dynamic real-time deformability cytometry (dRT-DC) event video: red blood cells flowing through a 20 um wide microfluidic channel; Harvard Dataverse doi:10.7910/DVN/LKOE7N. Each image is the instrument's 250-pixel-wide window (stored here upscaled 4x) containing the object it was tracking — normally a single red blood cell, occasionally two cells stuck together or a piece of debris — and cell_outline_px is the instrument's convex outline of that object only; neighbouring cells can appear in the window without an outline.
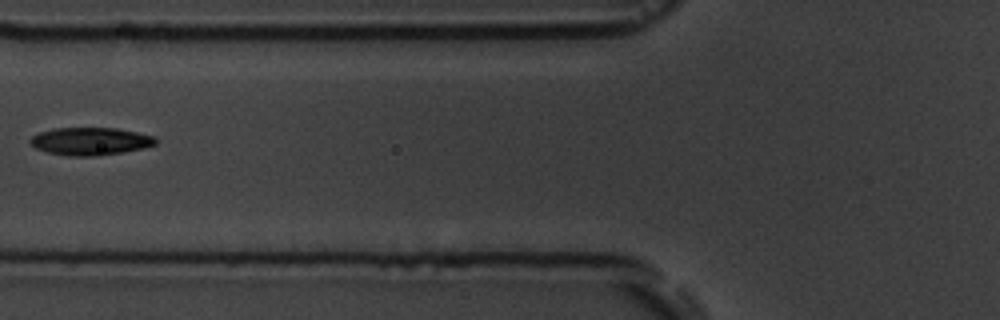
{"species": "common noctule bat (a hibernating species)", "species_latin": "Nyctalus noctula", "temperature_condition": "room temperature", "stored_images_in_passage": 8, "camera_frame_rate_fps": 3000, "um_per_image_px": 0.085, "animal": {"sex": "male", "body_mass_g": 19.5, "forearm_length_mm": 54.6}, "frame": {"image": 1, "passage_image": 8, "time_ms": 9.0, "image_size_px": [1000, 320], "cell_outline_px": [[156, 144], [144, 148], [124, 152], [96, 156], [72, 156], [48, 152], [36, 148], [28, 140], [32, 136], [40, 132], [52, 128], [116, 128], [156, 136]], "centroid_in_image_um": [7.7, 12.0], "position_along_channel_um": 118.1, "area_um2": 20.23}}